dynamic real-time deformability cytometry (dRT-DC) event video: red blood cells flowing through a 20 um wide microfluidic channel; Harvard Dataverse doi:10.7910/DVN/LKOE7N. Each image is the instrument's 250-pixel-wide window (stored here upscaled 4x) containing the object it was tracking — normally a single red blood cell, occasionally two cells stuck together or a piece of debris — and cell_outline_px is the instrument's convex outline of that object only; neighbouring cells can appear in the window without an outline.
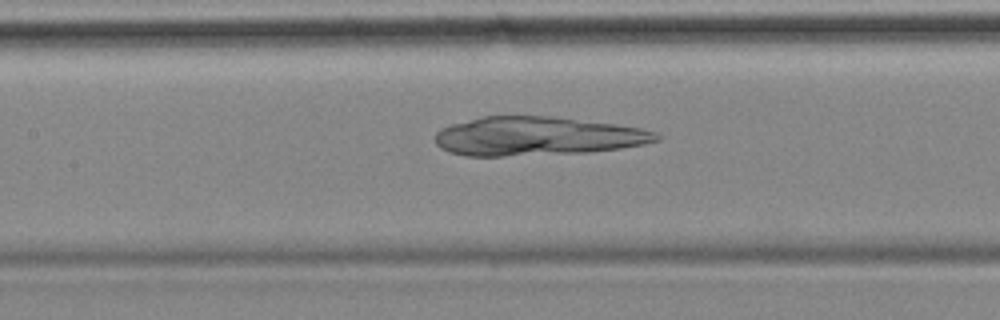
{"species": "common noctule bat (a hibernating species)", "species_latin": "Nyctalus noctula", "temperature_condition": "cold", "stored_images_in_passage": 55, "camera_frame_rate_fps": 3000, "um_per_image_px": 0.085, "animal": {"sex": "female", "body_mass_g": 18.4}, "frame": {"image": 1, "passage_image": 24, "time_ms": 7.667, "image_size_px": [1000, 320], "cell_outline_px": [[660, 140], [644, 144], [620, 148], [588, 152], [504, 156], [464, 156], [448, 152], [440, 148], [436, 144], [436, 132], [440, 128], [452, 124], [480, 116], [552, 116], [612, 124], [640, 128], [656, 132], [660, 136]], "centroid_in_image_um": [45.6, 11.58], "position_along_channel_um": 161.8, "area_um2": 49.94}}
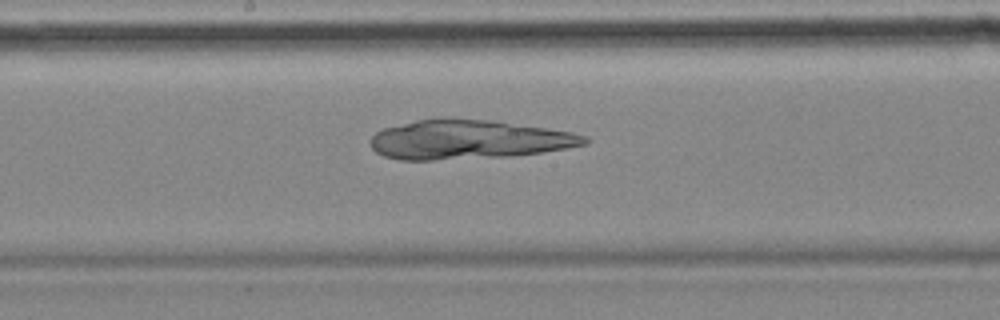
{"frame": {"image": 2, "passage_image": 28, "time_ms": 9.0, "image_size_px": [1000, 320], "cell_outline_px": [[592, 140], [588, 144], [544, 152], [512, 156], [432, 160], [400, 160], [384, 156], [376, 152], [372, 148], [372, 136], [376, 132], [384, 128], [416, 120], [440, 116], [492, 120], [548, 128], [572, 132], [588, 136]], "centroid_in_image_um": [39.86, 11.85], "position_along_channel_um": 208.3, "area_um2": 49.53}}
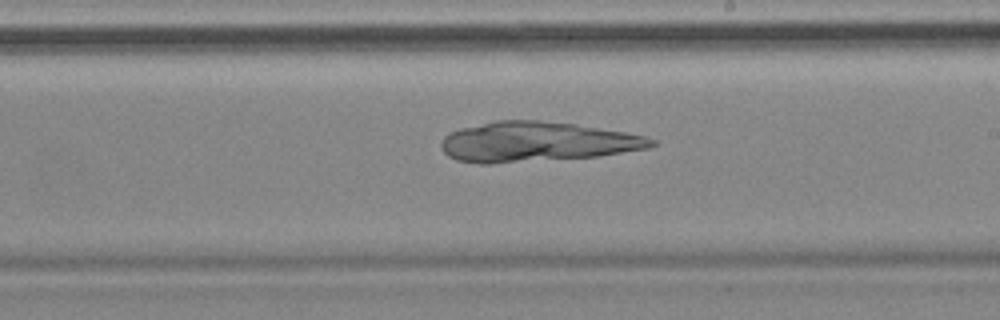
{"frame": {"image": 3, "passage_image": 31, "time_ms": 10.0, "image_size_px": [1000, 320], "cell_outline_px": [[656, 144], [648, 148], [596, 156], [488, 164], [480, 164], [456, 160], [448, 156], [440, 148], [440, 144], [444, 136], [448, 132], [460, 128], [496, 120], [536, 120], [572, 124], [624, 132], [644, 136], [656, 140]], "centroid_in_image_um": [45.53, 12.06], "position_along_channel_um": 243.5, "area_um2": 48.61}}